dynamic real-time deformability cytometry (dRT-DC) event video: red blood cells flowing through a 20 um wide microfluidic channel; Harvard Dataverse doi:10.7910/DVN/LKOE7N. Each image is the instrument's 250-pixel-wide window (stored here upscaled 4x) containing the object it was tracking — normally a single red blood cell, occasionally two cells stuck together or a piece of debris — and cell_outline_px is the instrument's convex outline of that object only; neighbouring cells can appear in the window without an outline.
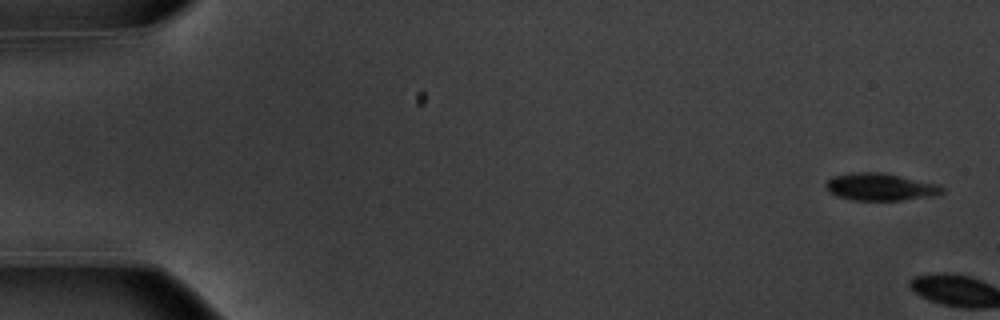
{"species": "common noctule bat (a hibernating species)", "species_latin": "Nyctalus noctula", "temperature_condition": "warm", "stored_images_in_passage": 3, "camera_frame_rate_fps": 3000, "um_per_image_px": 0.085, "animal": {"sex": "male", "body_mass_g": 20.1, "forearm_length_mm": 53.5}, "frame": {"image": 1, "passage_image": 1, "time_ms": 0.0, "image_size_px": [1000, 320], "cell_outline_px": [[944, 192], [936, 196], [900, 200], [852, 200], [836, 196], [828, 192], [824, 184], [832, 176], [852, 172], [884, 172], [940, 184], [944, 188]], "centroid_in_image_um": [74.84, 15.88], "position_along_channel_um": 10.2, "area_um2": 18.9}}